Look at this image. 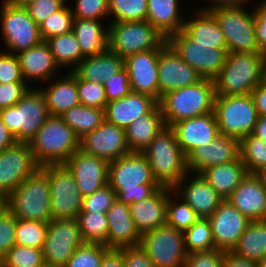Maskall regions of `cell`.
Here are the masks:
<instances>
[{"label": "cell", "instance_id": "1", "mask_svg": "<svg viewBox=\"0 0 266 267\" xmlns=\"http://www.w3.org/2000/svg\"><path fill=\"white\" fill-rule=\"evenodd\" d=\"M108 185L117 200L128 205L149 198L161 187L142 152H130L109 162Z\"/></svg>", "mask_w": 266, "mask_h": 267}, {"label": "cell", "instance_id": "2", "mask_svg": "<svg viewBox=\"0 0 266 267\" xmlns=\"http://www.w3.org/2000/svg\"><path fill=\"white\" fill-rule=\"evenodd\" d=\"M266 78V56L260 52L228 53L214 79L216 95H250Z\"/></svg>", "mask_w": 266, "mask_h": 267}, {"label": "cell", "instance_id": "3", "mask_svg": "<svg viewBox=\"0 0 266 267\" xmlns=\"http://www.w3.org/2000/svg\"><path fill=\"white\" fill-rule=\"evenodd\" d=\"M161 187L174 188L189 173L187 156L181 151L173 129L165 126L142 151Z\"/></svg>", "mask_w": 266, "mask_h": 267}, {"label": "cell", "instance_id": "4", "mask_svg": "<svg viewBox=\"0 0 266 267\" xmlns=\"http://www.w3.org/2000/svg\"><path fill=\"white\" fill-rule=\"evenodd\" d=\"M214 80L202 78L199 82L167 92L158 104L165 126L210 112H214Z\"/></svg>", "mask_w": 266, "mask_h": 267}, {"label": "cell", "instance_id": "5", "mask_svg": "<svg viewBox=\"0 0 266 267\" xmlns=\"http://www.w3.org/2000/svg\"><path fill=\"white\" fill-rule=\"evenodd\" d=\"M40 166L65 164L80 148V138L61 116L50 115L29 142Z\"/></svg>", "mask_w": 266, "mask_h": 267}, {"label": "cell", "instance_id": "6", "mask_svg": "<svg viewBox=\"0 0 266 267\" xmlns=\"http://www.w3.org/2000/svg\"><path fill=\"white\" fill-rule=\"evenodd\" d=\"M50 199L48 175L40 168L20 183L3 204L17 219L48 223L52 219Z\"/></svg>", "mask_w": 266, "mask_h": 267}, {"label": "cell", "instance_id": "7", "mask_svg": "<svg viewBox=\"0 0 266 267\" xmlns=\"http://www.w3.org/2000/svg\"><path fill=\"white\" fill-rule=\"evenodd\" d=\"M49 116L45 97L34 86L14 106L0 110L3 124L22 143H29Z\"/></svg>", "mask_w": 266, "mask_h": 267}, {"label": "cell", "instance_id": "8", "mask_svg": "<svg viewBox=\"0 0 266 267\" xmlns=\"http://www.w3.org/2000/svg\"><path fill=\"white\" fill-rule=\"evenodd\" d=\"M0 7V32L8 53L17 55L43 41L39 26L25 6L2 0Z\"/></svg>", "mask_w": 266, "mask_h": 267}, {"label": "cell", "instance_id": "9", "mask_svg": "<svg viewBox=\"0 0 266 267\" xmlns=\"http://www.w3.org/2000/svg\"><path fill=\"white\" fill-rule=\"evenodd\" d=\"M214 113L219 133L239 140L253 133L258 119L251 95H215Z\"/></svg>", "mask_w": 266, "mask_h": 267}, {"label": "cell", "instance_id": "10", "mask_svg": "<svg viewBox=\"0 0 266 267\" xmlns=\"http://www.w3.org/2000/svg\"><path fill=\"white\" fill-rule=\"evenodd\" d=\"M108 27V49L122 59L156 49L166 40L147 20L110 22Z\"/></svg>", "mask_w": 266, "mask_h": 267}, {"label": "cell", "instance_id": "11", "mask_svg": "<svg viewBox=\"0 0 266 267\" xmlns=\"http://www.w3.org/2000/svg\"><path fill=\"white\" fill-rule=\"evenodd\" d=\"M48 175L52 219H76L82 211L83 196L73 173L65 164L45 165Z\"/></svg>", "mask_w": 266, "mask_h": 267}, {"label": "cell", "instance_id": "12", "mask_svg": "<svg viewBox=\"0 0 266 267\" xmlns=\"http://www.w3.org/2000/svg\"><path fill=\"white\" fill-rule=\"evenodd\" d=\"M248 8H216L210 12L224 33L228 53L259 52L256 41L254 11Z\"/></svg>", "mask_w": 266, "mask_h": 267}, {"label": "cell", "instance_id": "13", "mask_svg": "<svg viewBox=\"0 0 266 267\" xmlns=\"http://www.w3.org/2000/svg\"><path fill=\"white\" fill-rule=\"evenodd\" d=\"M139 245L156 267L185 266L184 234L167 224L142 234Z\"/></svg>", "mask_w": 266, "mask_h": 267}, {"label": "cell", "instance_id": "14", "mask_svg": "<svg viewBox=\"0 0 266 267\" xmlns=\"http://www.w3.org/2000/svg\"><path fill=\"white\" fill-rule=\"evenodd\" d=\"M167 42L180 58L193 67L204 79L214 80L218 76L228 54L227 49L199 45L183 30L171 35Z\"/></svg>", "mask_w": 266, "mask_h": 267}, {"label": "cell", "instance_id": "15", "mask_svg": "<svg viewBox=\"0 0 266 267\" xmlns=\"http://www.w3.org/2000/svg\"><path fill=\"white\" fill-rule=\"evenodd\" d=\"M83 244L77 219H51L42 248L46 267H64Z\"/></svg>", "mask_w": 266, "mask_h": 267}, {"label": "cell", "instance_id": "16", "mask_svg": "<svg viewBox=\"0 0 266 267\" xmlns=\"http://www.w3.org/2000/svg\"><path fill=\"white\" fill-rule=\"evenodd\" d=\"M40 168L29 143L16 142L0 152V200L3 202L20 183Z\"/></svg>", "mask_w": 266, "mask_h": 267}, {"label": "cell", "instance_id": "17", "mask_svg": "<svg viewBox=\"0 0 266 267\" xmlns=\"http://www.w3.org/2000/svg\"><path fill=\"white\" fill-rule=\"evenodd\" d=\"M167 39L156 49L135 53L124 59L132 92L152 96L159 102L158 60Z\"/></svg>", "mask_w": 266, "mask_h": 267}, {"label": "cell", "instance_id": "18", "mask_svg": "<svg viewBox=\"0 0 266 267\" xmlns=\"http://www.w3.org/2000/svg\"><path fill=\"white\" fill-rule=\"evenodd\" d=\"M79 149L108 162L130 153L126 142L125 128L106 121L80 139Z\"/></svg>", "mask_w": 266, "mask_h": 267}, {"label": "cell", "instance_id": "19", "mask_svg": "<svg viewBox=\"0 0 266 267\" xmlns=\"http://www.w3.org/2000/svg\"><path fill=\"white\" fill-rule=\"evenodd\" d=\"M208 220L211 224L214 246L224 252L233 250L251 222L228 200H223Z\"/></svg>", "mask_w": 266, "mask_h": 267}, {"label": "cell", "instance_id": "20", "mask_svg": "<svg viewBox=\"0 0 266 267\" xmlns=\"http://www.w3.org/2000/svg\"><path fill=\"white\" fill-rule=\"evenodd\" d=\"M202 77L167 44L158 60L159 101L167 92L193 85Z\"/></svg>", "mask_w": 266, "mask_h": 267}, {"label": "cell", "instance_id": "21", "mask_svg": "<svg viewBox=\"0 0 266 267\" xmlns=\"http://www.w3.org/2000/svg\"><path fill=\"white\" fill-rule=\"evenodd\" d=\"M173 191L195 211L199 218L204 219H208L224 200L204 177L197 173H187Z\"/></svg>", "mask_w": 266, "mask_h": 267}, {"label": "cell", "instance_id": "22", "mask_svg": "<svg viewBox=\"0 0 266 267\" xmlns=\"http://www.w3.org/2000/svg\"><path fill=\"white\" fill-rule=\"evenodd\" d=\"M226 200L249 220H266V179L264 175L248 173Z\"/></svg>", "mask_w": 266, "mask_h": 267}, {"label": "cell", "instance_id": "23", "mask_svg": "<svg viewBox=\"0 0 266 267\" xmlns=\"http://www.w3.org/2000/svg\"><path fill=\"white\" fill-rule=\"evenodd\" d=\"M240 157L239 139L219 134L210 143L196 147L187 155L190 173L237 160Z\"/></svg>", "mask_w": 266, "mask_h": 267}, {"label": "cell", "instance_id": "24", "mask_svg": "<svg viewBox=\"0 0 266 267\" xmlns=\"http://www.w3.org/2000/svg\"><path fill=\"white\" fill-rule=\"evenodd\" d=\"M65 165L73 173L83 197L108 184L109 162L105 159L86 154L79 149L71 155Z\"/></svg>", "mask_w": 266, "mask_h": 267}, {"label": "cell", "instance_id": "25", "mask_svg": "<svg viewBox=\"0 0 266 267\" xmlns=\"http://www.w3.org/2000/svg\"><path fill=\"white\" fill-rule=\"evenodd\" d=\"M181 151L187 156L193 149L210 143L219 133L214 112L181 120L171 126Z\"/></svg>", "mask_w": 266, "mask_h": 267}, {"label": "cell", "instance_id": "26", "mask_svg": "<svg viewBox=\"0 0 266 267\" xmlns=\"http://www.w3.org/2000/svg\"><path fill=\"white\" fill-rule=\"evenodd\" d=\"M172 188L160 187L152 196L129 204L130 214L140 235L166 225L168 195Z\"/></svg>", "mask_w": 266, "mask_h": 267}, {"label": "cell", "instance_id": "27", "mask_svg": "<svg viewBox=\"0 0 266 267\" xmlns=\"http://www.w3.org/2000/svg\"><path fill=\"white\" fill-rule=\"evenodd\" d=\"M157 105L158 101L152 96L131 91L125 97L106 104L105 121L126 128L140 116L150 113Z\"/></svg>", "mask_w": 266, "mask_h": 267}, {"label": "cell", "instance_id": "28", "mask_svg": "<svg viewBox=\"0 0 266 267\" xmlns=\"http://www.w3.org/2000/svg\"><path fill=\"white\" fill-rule=\"evenodd\" d=\"M16 56L26 83L36 81L39 83L41 81L45 84V82L47 83L58 76L56 74H59L60 67L55 63L53 54L45 41L18 53Z\"/></svg>", "mask_w": 266, "mask_h": 267}, {"label": "cell", "instance_id": "29", "mask_svg": "<svg viewBox=\"0 0 266 267\" xmlns=\"http://www.w3.org/2000/svg\"><path fill=\"white\" fill-rule=\"evenodd\" d=\"M108 219V248L138 246L141 235L137 231L131 217L129 205L117 199L106 212Z\"/></svg>", "mask_w": 266, "mask_h": 267}, {"label": "cell", "instance_id": "30", "mask_svg": "<svg viewBox=\"0 0 266 267\" xmlns=\"http://www.w3.org/2000/svg\"><path fill=\"white\" fill-rule=\"evenodd\" d=\"M64 74L56 77V79L54 77L55 81L49 80V86L39 87L45 97L50 115L61 116L67 110L80 104L77 74L74 71H68Z\"/></svg>", "mask_w": 266, "mask_h": 267}, {"label": "cell", "instance_id": "31", "mask_svg": "<svg viewBox=\"0 0 266 267\" xmlns=\"http://www.w3.org/2000/svg\"><path fill=\"white\" fill-rule=\"evenodd\" d=\"M146 20L166 39L183 30L185 17H181L179 1L147 0Z\"/></svg>", "mask_w": 266, "mask_h": 267}, {"label": "cell", "instance_id": "32", "mask_svg": "<svg viewBox=\"0 0 266 267\" xmlns=\"http://www.w3.org/2000/svg\"><path fill=\"white\" fill-rule=\"evenodd\" d=\"M193 19L184 21L183 31L199 45L227 49L224 33L213 14L197 8Z\"/></svg>", "mask_w": 266, "mask_h": 267}, {"label": "cell", "instance_id": "33", "mask_svg": "<svg viewBox=\"0 0 266 267\" xmlns=\"http://www.w3.org/2000/svg\"><path fill=\"white\" fill-rule=\"evenodd\" d=\"M101 20L74 19L73 28L84 57L108 50L109 24ZM106 24V25H105Z\"/></svg>", "mask_w": 266, "mask_h": 267}, {"label": "cell", "instance_id": "34", "mask_svg": "<svg viewBox=\"0 0 266 267\" xmlns=\"http://www.w3.org/2000/svg\"><path fill=\"white\" fill-rule=\"evenodd\" d=\"M164 127L161 107L158 104L150 113L140 116L125 128L130 152H142Z\"/></svg>", "mask_w": 266, "mask_h": 267}, {"label": "cell", "instance_id": "35", "mask_svg": "<svg viewBox=\"0 0 266 267\" xmlns=\"http://www.w3.org/2000/svg\"><path fill=\"white\" fill-rule=\"evenodd\" d=\"M200 174L226 200L247 176L248 171L239 157L232 162L206 168Z\"/></svg>", "mask_w": 266, "mask_h": 267}, {"label": "cell", "instance_id": "36", "mask_svg": "<svg viewBox=\"0 0 266 267\" xmlns=\"http://www.w3.org/2000/svg\"><path fill=\"white\" fill-rule=\"evenodd\" d=\"M124 67V59L109 49L105 52L85 57L73 70L81 79L103 84Z\"/></svg>", "mask_w": 266, "mask_h": 267}, {"label": "cell", "instance_id": "37", "mask_svg": "<svg viewBox=\"0 0 266 267\" xmlns=\"http://www.w3.org/2000/svg\"><path fill=\"white\" fill-rule=\"evenodd\" d=\"M231 252L255 262L263 259L266 256V220L251 221Z\"/></svg>", "mask_w": 266, "mask_h": 267}, {"label": "cell", "instance_id": "38", "mask_svg": "<svg viewBox=\"0 0 266 267\" xmlns=\"http://www.w3.org/2000/svg\"><path fill=\"white\" fill-rule=\"evenodd\" d=\"M53 54L55 63L62 68L73 71L85 58L73 31L45 40Z\"/></svg>", "mask_w": 266, "mask_h": 267}, {"label": "cell", "instance_id": "39", "mask_svg": "<svg viewBox=\"0 0 266 267\" xmlns=\"http://www.w3.org/2000/svg\"><path fill=\"white\" fill-rule=\"evenodd\" d=\"M61 118L80 139L105 121L104 109L88 107L83 104L67 110L61 115Z\"/></svg>", "mask_w": 266, "mask_h": 267}, {"label": "cell", "instance_id": "40", "mask_svg": "<svg viewBox=\"0 0 266 267\" xmlns=\"http://www.w3.org/2000/svg\"><path fill=\"white\" fill-rule=\"evenodd\" d=\"M239 150L240 159L249 174H265L266 141L249 134L239 140Z\"/></svg>", "mask_w": 266, "mask_h": 267}, {"label": "cell", "instance_id": "41", "mask_svg": "<svg viewBox=\"0 0 266 267\" xmlns=\"http://www.w3.org/2000/svg\"><path fill=\"white\" fill-rule=\"evenodd\" d=\"M84 243L103 244L108 239V219L106 213L80 212L76 218Z\"/></svg>", "mask_w": 266, "mask_h": 267}, {"label": "cell", "instance_id": "42", "mask_svg": "<svg viewBox=\"0 0 266 267\" xmlns=\"http://www.w3.org/2000/svg\"><path fill=\"white\" fill-rule=\"evenodd\" d=\"M199 217L174 191L168 195L166 224L179 231H186Z\"/></svg>", "mask_w": 266, "mask_h": 267}, {"label": "cell", "instance_id": "43", "mask_svg": "<svg viewBox=\"0 0 266 267\" xmlns=\"http://www.w3.org/2000/svg\"><path fill=\"white\" fill-rule=\"evenodd\" d=\"M183 234L187 254L215 249L211 224L208 219L199 218Z\"/></svg>", "mask_w": 266, "mask_h": 267}, {"label": "cell", "instance_id": "44", "mask_svg": "<svg viewBox=\"0 0 266 267\" xmlns=\"http://www.w3.org/2000/svg\"><path fill=\"white\" fill-rule=\"evenodd\" d=\"M147 4V0H108L109 22L145 21Z\"/></svg>", "mask_w": 266, "mask_h": 267}, {"label": "cell", "instance_id": "45", "mask_svg": "<svg viewBox=\"0 0 266 267\" xmlns=\"http://www.w3.org/2000/svg\"><path fill=\"white\" fill-rule=\"evenodd\" d=\"M47 229V222L17 219L16 245L42 249L46 240Z\"/></svg>", "mask_w": 266, "mask_h": 267}, {"label": "cell", "instance_id": "46", "mask_svg": "<svg viewBox=\"0 0 266 267\" xmlns=\"http://www.w3.org/2000/svg\"><path fill=\"white\" fill-rule=\"evenodd\" d=\"M0 267H46L43 250L14 245L0 262Z\"/></svg>", "mask_w": 266, "mask_h": 267}, {"label": "cell", "instance_id": "47", "mask_svg": "<svg viewBox=\"0 0 266 267\" xmlns=\"http://www.w3.org/2000/svg\"><path fill=\"white\" fill-rule=\"evenodd\" d=\"M74 16L71 6L67 4L49 16L40 26V34L45 41L46 39L72 31Z\"/></svg>", "mask_w": 266, "mask_h": 267}, {"label": "cell", "instance_id": "48", "mask_svg": "<svg viewBox=\"0 0 266 267\" xmlns=\"http://www.w3.org/2000/svg\"><path fill=\"white\" fill-rule=\"evenodd\" d=\"M108 249L103 244L84 243L75 250L64 267H101Z\"/></svg>", "mask_w": 266, "mask_h": 267}, {"label": "cell", "instance_id": "49", "mask_svg": "<svg viewBox=\"0 0 266 267\" xmlns=\"http://www.w3.org/2000/svg\"><path fill=\"white\" fill-rule=\"evenodd\" d=\"M75 2L76 4L72 6L74 9L71 7L74 19L108 20L109 24L108 0H76Z\"/></svg>", "mask_w": 266, "mask_h": 267}, {"label": "cell", "instance_id": "50", "mask_svg": "<svg viewBox=\"0 0 266 267\" xmlns=\"http://www.w3.org/2000/svg\"><path fill=\"white\" fill-rule=\"evenodd\" d=\"M77 88L80 104L105 109L107 100L103 84L83 80L77 75Z\"/></svg>", "mask_w": 266, "mask_h": 267}, {"label": "cell", "instance_id": "51", "mask_svg": "<svg viewBox=\"0 0 266 267\" xmlns=\"http://www.w3.org/2000/svg\"><path fill=\"white\" fill-rule=\"evenodd\" d=\"M16 220L17 218L2 204L0 206V262L8 251L16 245Z\"/></svg>", "mask_w": 266, "mask_h": 267}, {"label": "cell", "instance_id": "52", "mask_svg": "<svg viewBox=\"0 0 266 267\" xmlns=\"http://www.w3.org/2000/svg\"><path fill=\"white\" fill-rule=\"evenodd\" d=\"M116 192L106 184L89 196L83 197L81 212L106 213L116 201Z\"/></svg>", "mask_w": 266, "mask_h": 267}, {"label": "cell", "instance_id": "53", "mask_svg": "<svg viewBox=\"0 0 266 267\" xmlns=\"http://www.w3.org/2000/svg\"><path fill=\"white\" fill-rule=\"evenodd\" d=\"M68 1L69 0H33L27 3L25 7L30 17L40 26L49 16L68 4Z\"/></svg>", "mask_w": 266, "mask_h": 267}, {"label": "cell", "instance_id": "54", "mask_svg": "<svg viewBox=\"0 0 266 267\" xmlns=\"http://www.w3.org/2000/svg\"><path fill=\"white\" fill-rule=\"evenodd\" d=\"M104 89L107 103L125 97L131 92L128 72L125 66L104 83Z\"/></svg>", "mask_w": 266, "mask_h": 267}, {"label": "cell", "instance_id": "55", "mask_svg": "<svg viewBox=\"0 0 266 267\" xmlns=\"http://www.w3.org/2000/svg\"><path fill=\"white\" fill-rule=\"evenodd\" d=\"M25 82L18 57L5 50L0 52V84Z\"/></svg>", "mask_w": 266, "mask_h": 267}, {"label": "cell", "instance_id": "56", "mask_svg": "<svg viewBox=\"0 0 266 267\" xmlns=\"http://www.w3.org/2000/svg\"><path fill=\"white\" fill-rule=\"evenodd\" d=\"M224 251L212 249L187 254L184 267H223Z\"/></svg>", "mask_w": 266, "mask_h": 267}, {"label": "cell", "instance_id": "57", "mask_svg": "<svg viewBox=\"0 0 266 267\" xmlns=\"http://www.w3.org/2000/svg\"><path fill=\"white\" fill-rule=\"evenodd\" d=\"M32 85L26 82L0 84V110L14 106Z\"/></svg>", "mask_w": 266, "mask_h": 267}, {"label": "cell", "instance_id": "58", "mask_svg": "<svg viewBox=\"0 0 266 267\" xmlns=\"http://www.w3.org/2000/svg\"><path fill=\"white\" fill-rule=\"evenodd\" d=\"M255 6L253 11L256 41L259 52L266 56V0H262Z\"/></svg>", "mask_w": 266, "mask_h": 267}, {"label": "cell", "instance_id": "59", "mask_svg": "<svg viewBox=\"0 0 266 267\" xmlns=\"http://www.w3.org/2000/svg\"><path fill=\"white\" fill-rule=\"evenodd\" d=\"M123 260L125 267H156L140 245L123 247Z\"/></svg>", "mask_w": 266, "mask_h": 267}, {"label": "cell", "instance_id": "60", "mask_svg": "<svg viewBox=\"0 0 266 267\" xmlns=\"http://www.w3.org/2000/svg\"><path fill=\"white\" fill-rule=\"evenodd\" d=\"M258 116H266V78L251 92Z\"/></svg>", "mask_w": 266, "mask_h": 267}, {"label": "cell", "instance_id": "61", "mask_svg": "<svg viewBox=\"0 0 266 267\" xmlns=\"http://www.w3.org/2000/svg\"><path fill=\"white\" fill-rule=\"evenodd\" d=\"M101 267H125L122 248H109L101 262Z\"/></svg>", "mask_w": 266, "mask_h": 267}, {"label": "cell", "instance_id": "62", "mask_svg": "<svg viewBox=\"0 0 266 267\" xmlns=\"http://www.w3.org/2000/svg\"><path fill=\"white\" fill-rule=\"evenodd\" d=\"M223 267H258V264L255 261L245 259L231 251H227L224 254Z\"/></svg>", "mask_w": 266, "mask_h": 267}, {"label": "cell", "instance_id": "63", "mask_svg": "<svg viewBox=\"0 0 266 267\" xmlns=\"http://www.w3.org/2000/svg\"><path fill=\"white\" fill-rule=\"evenodd\" d=\"M210 3V6H204L199 9L205 10V11H211L216 8H228V7H246V3H248L250 0H207ZM212 4V5H211Z\"/></svg>", "mask_w": 266, "mask_h": 267}, {"label": "cell", "instance_id": "64", "mask_svg": "<svg viewBox=\"0 0 266 267\" xmlns=\"http://www.w3.org/2000/svg\"><path fill=\"white\" fill-rule=\"evenodd\" d=\"M16 139L9 132L8 128L3 124L0 118V152L4 151L6 148L14 145Z\"/></svg>", "mask_w": 266, "mask_h": 267}, {"label": "cell", "instance_id": "65", "mask_svg": "<svg viewBox=\"0 0 266 267\" xmlns=\"http://www.w3.org/2000/svg\"><path fill=\"white\" fill-rule=\"evenodd\" d=\"M257 138L266 141V116H258L255 124L254 131L252 133Z\"/></svg>", "mask_w": 266, "mask_h": 267}, {"label": "cell", "instance_id": "66", "mask_svg": "<svg viewBox=\"0 0 266 267\" xmlns=\"http://www.w3.org/2000/svg\"><path fill=\"white\" fill-rule=\"evenodd\" d=\"M8 2L18 4V5H23L25 6L27 3L33 1V0H7Z\"/></svg>", "mask_w": 266, "mask_h": 267}, {"label": "cell", "instance_id": "67", "mask_svg": "<svg viewBox=\"0 0 266 267\" xmlns=\"http://www.w3.org/2000/svg\"><path fill=\"white\" fill-rule=\"evenodd\" d=\"M258 267H266V256L261 259L259 262H257Z\"/></svg>", "mask_w": 266, "mask_h": 267}]
</instances>
